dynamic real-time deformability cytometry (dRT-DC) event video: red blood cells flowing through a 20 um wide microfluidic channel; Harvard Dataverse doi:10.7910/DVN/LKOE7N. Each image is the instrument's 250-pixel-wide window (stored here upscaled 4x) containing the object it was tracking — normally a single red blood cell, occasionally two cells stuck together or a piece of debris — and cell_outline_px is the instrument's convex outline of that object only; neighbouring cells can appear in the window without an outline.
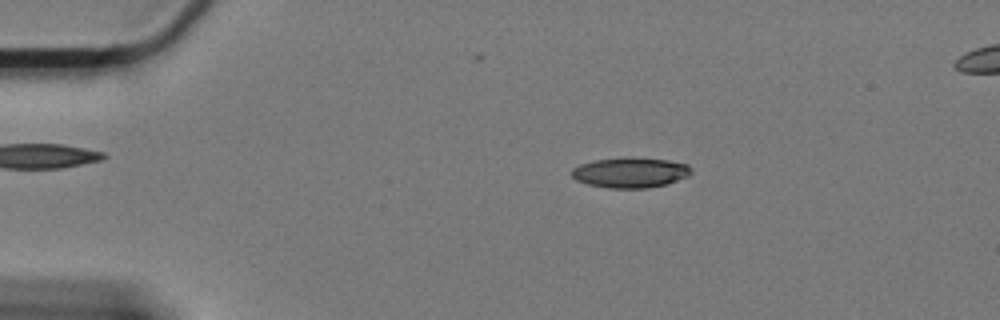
{"species": "Egyptian fruit bat (a non-hibernating species)", "species_latin": "Rousettus aegyptiacus", "temperature_condition": "cold", "stored_images_in_passage": 55, "camera_frame_rate_fps": 3000, "um_per_image_px": 0.085, "animal": {"sex": "female"}, "frame": {"image": 1, "passage_image": 6, "time_ms": 1.667, "image_size_px": [1000, 320], "cell_outline_px": [[692, 172], [688, 176], [668, 184], [648, 188], [608, 188], [588, 184], [576, 180], [572, 176], [572, 168], [580, 164], [596, 160], [668, 160], [688, 164], [692, 168]], "centroid_in_image_um": [53.61, 14.72], "position_along_channel_um": 31.4, "area_um2": 20.29}}
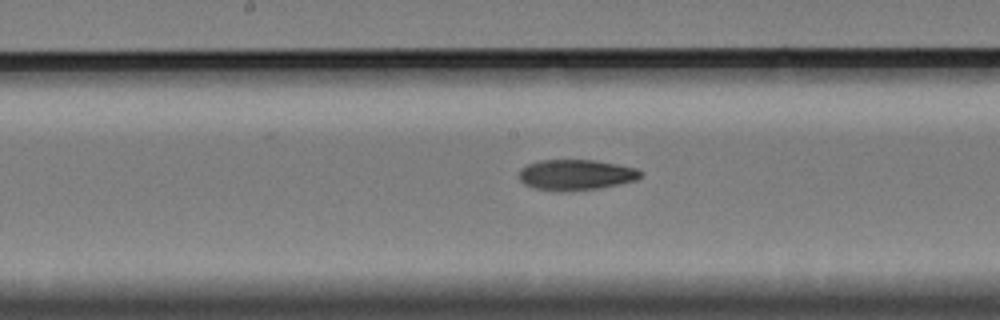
{"frame": {"image": 2, "passage_image": 26, "time_ms": 8.333, "image_size_px": [1000, 320], "cell_outline_px": [[640, 176], [636, 180], [600, 188], [560, 192], [532, 188], [524, 184], [520, 180], [520, 168], [528, 164], [540, 160], [592, 160], [616, 164], [636, 168], [640, 172]], "centroid_in_image_um": [48.9, 14.87], "position_along_channel_um": 199.3, "area_um2": 21.62}}
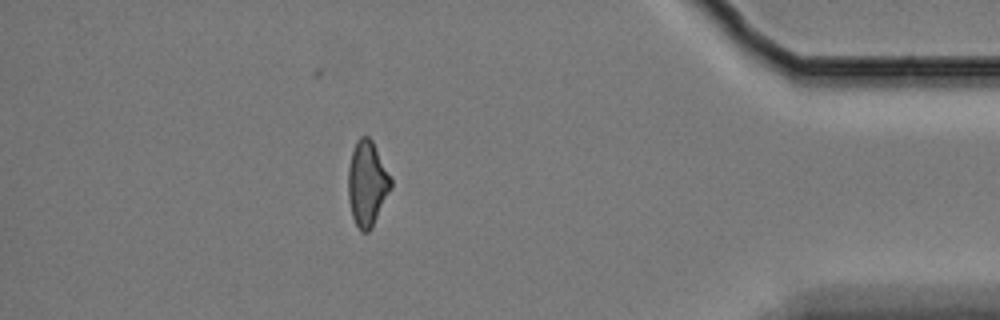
{"frame": {"image": 3, "passage_image": 48, "time_ms": 15.667, "image_size_px": [1000, 320], "cell_outline_px": [[392, 188], [372, 228], [368, 232], [360, 232], [352, 216], [348, 196], [348, 168], [352, 152], [356, 140], [360, 136], [368, 136], [372, 140], [392, 180]], "centroid_in_image_um": [31.21, 15.62], "position_along_channel_um": 404.0, "area_um2": 21.21}}